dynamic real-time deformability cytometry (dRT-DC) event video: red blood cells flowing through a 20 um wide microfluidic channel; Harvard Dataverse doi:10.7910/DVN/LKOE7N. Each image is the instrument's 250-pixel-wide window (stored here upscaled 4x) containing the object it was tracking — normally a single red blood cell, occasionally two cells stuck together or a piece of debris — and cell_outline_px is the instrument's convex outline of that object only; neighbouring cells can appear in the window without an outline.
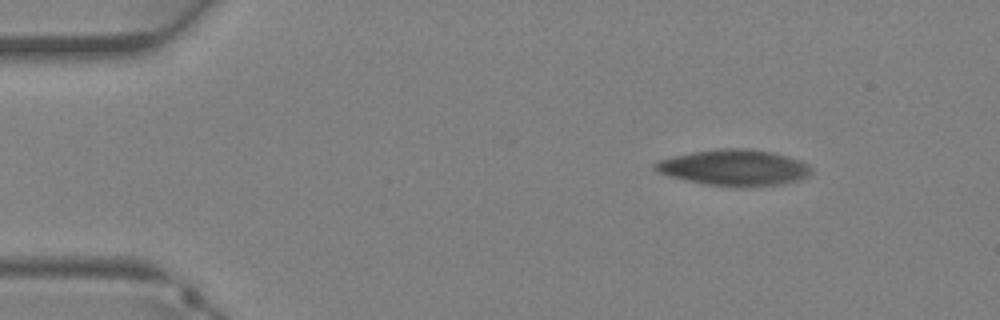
{"species": "Egyptian fruit bat (a non-hibernating species)", "species_latin": "Rousettus aegyptiacus", "temperature_condition": "warm", "stored_images_in_passage": 40, "segment_of_instrument_passage": [1, 2], "camera_frame_rate_fps": 3000, "um_per_image_px": 0.085, "animal": {"sex": "female"}, "frame": {"image": 1, "passage_image": 1, "time_ms": 0.0, "image_size_px": [1000, 320], "cell_outline_px": [[812, 172], [808, 176], [800, 180], [780, 184], [752, 188], [740, 188], [704, 184], [668, 176], [656, 172], [652, 168], [652, 164], [656, 160], [672, 156], [692, 152], [720, 148], [748, 148], [772, 152], [788, 156], [800, 160], [808, 164], [812, 168]], "centroid_in_image_um": [62.39, 14.26], "position_along_channel_um": 22.6, "area_um2": 33.58}}
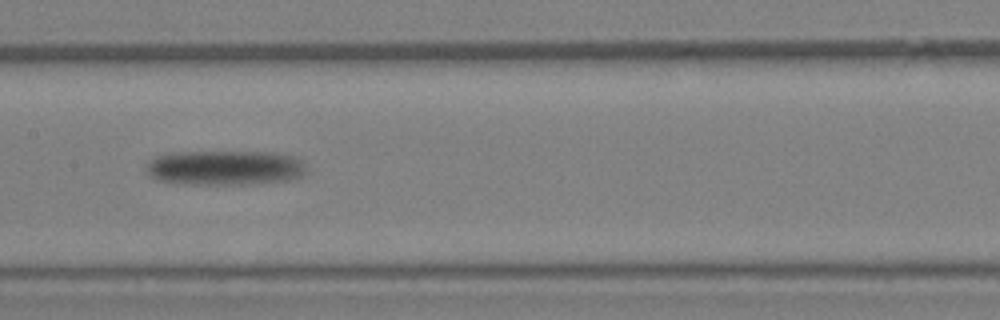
{"frame": {"image": 2, "passage_image": 17, "time_ms": 5.333, "image_size_px": [1000, 320], "cell_outline_px": [[304, 172], [300, 176], [288, 180], [252, 184], [184, 184], [160, 180], [148, 176], [144, 172], [144, 164], [152, 156], [172, 152], [272, 152], [296, 156], [304, 164]], "centroid_in_image_um": [19.01, 14.25], "position_along_channel_um": 188.4, "area_um2": 32.95}}
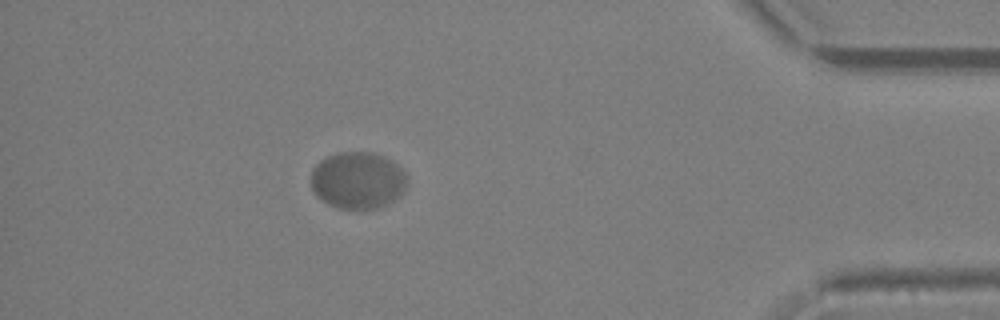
{"frame": {"image": 3, "passage_image": 34, "time_ms": 11.0, "image_size_px": [1000, 320], "cell_outline_px": [[408, 180], [404, 192], [392, 200], [376, 208], [340, 208], [328, 204], [320, 200], [316, 196], [312, 188], [312, 168], [320, 160], [328, 156], [340, 152], [376, 152], [392, 160], [404, 168], [408, 176]], "centroid_in_image_um": [30.44, 15.3], "position_along_channel_um": 404.8, "area_um2": 32.14}}